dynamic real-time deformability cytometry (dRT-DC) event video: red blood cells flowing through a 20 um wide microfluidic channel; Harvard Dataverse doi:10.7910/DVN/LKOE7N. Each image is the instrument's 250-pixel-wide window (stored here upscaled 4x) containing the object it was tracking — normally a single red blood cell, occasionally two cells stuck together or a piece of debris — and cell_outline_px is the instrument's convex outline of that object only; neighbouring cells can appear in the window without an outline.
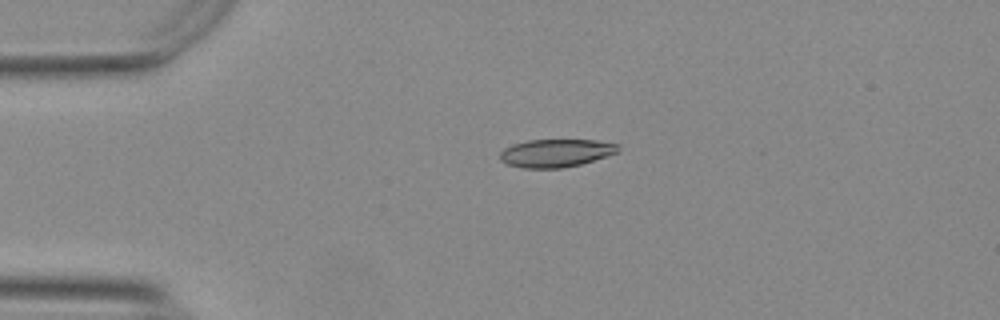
{"species": "Egyptian fruit bat (a non-hibernating species)", "species_latin": "Rousettus aegyptiacus", "temperature_condition": "warm", "stored_images_in_passage": 44, "camera_frame_rate_fps": 3000, "um_per_image_px": 0.085, "animal": {"sex": "female"}, "frame": {"image": 1, "passage_image": 2, "time_ms": 0.333, "image_size_px": [1000, 320], "cell_outline_px": [[620, 144], [616, 152], [580, 164], [560, 168], [524, 168], [508, 164], [500, 160], [500, 152], [504, 148], [512, 144], [528, 140], [596, 140]], "centroid_in_image_um": [47.2, 13.0], "position_along_channel_um": 37.8, "area_um2": 19.02}}
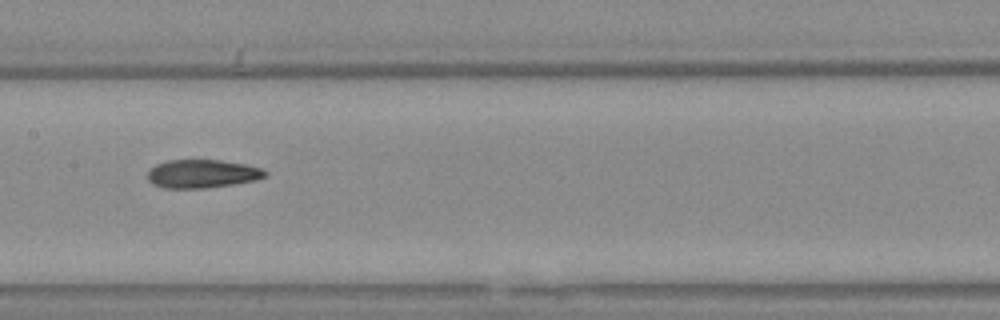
{"frame": {"image": 2, "passage_image": 17, "time_ms": 5.333, "image_size_px": [1000, 320], "cell_outline_px": [[268, 176], [256, 180], [232, 184], [204, 188], [164, 188], [152, 184], [148, 180], [148, 172], [156, 164], [168, 160], [220, 160], [244, 164], [260, 168], [268, 172]], "centroid_in_image_um": [17.19, 14.77], "position_along_channel_um": 190.2, "area_um2": 19.36}}
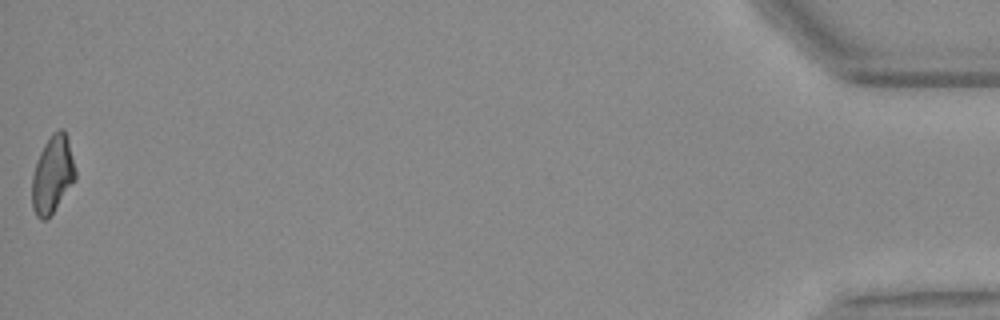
{"frame": {"image": 3, "passage_image": 44, "time_ms": 14.333, "image_size_px": [1000, 320], "cell_outline_px": [[76, 180], [48, 220], [40, 220], [36, 216], [32, 208], [32, 176], [40, 152], [44, 144], [52, 132], [60, 128], [64, 128], [68, 136], [76, 172]], "centroid_in_image_um": [4.48, 14.85], "position_along_channel_um": 430.7, "area_um2": 19.94}, "authors_computed_cell_mechanics": {"area_um2": 19.9121, "velocity_mm_per_s": 3.7624, "shape_relaxation_time_tau1_ms": null, "shape_relaxation_time_tau2_ms": 2.9993, "deformation_change_tau1": null, "deformation_change_tau2": 0.1039}}